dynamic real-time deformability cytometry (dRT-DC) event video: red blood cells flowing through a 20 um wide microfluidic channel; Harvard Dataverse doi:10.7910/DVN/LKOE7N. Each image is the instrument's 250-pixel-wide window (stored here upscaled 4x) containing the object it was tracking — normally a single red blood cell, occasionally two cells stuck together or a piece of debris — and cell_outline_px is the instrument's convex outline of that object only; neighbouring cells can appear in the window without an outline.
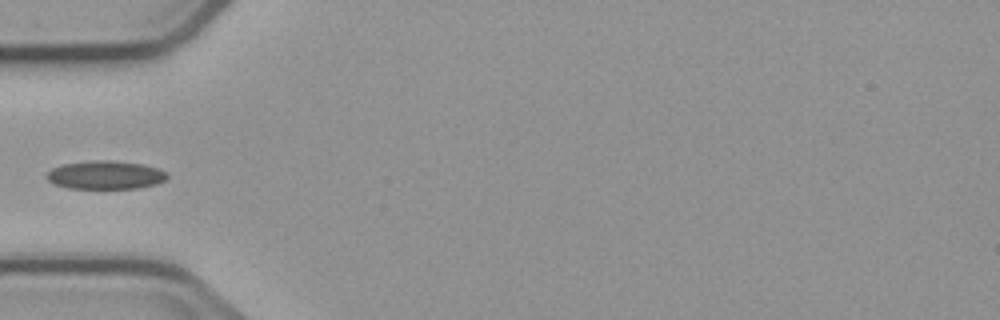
{"species": "common noctule bat (a hibernating species)", "species_latin": "Nyctalus noctula", "temperature_condition": "cold", "stored_images_in_passage": 5, "camera_frame_rate_fps": 3000, "um_per_image_px": 0.085, "animal": {"sex": "male", "body_mass_g": 23.1, "forearm_length_mm": 52.7}, "frame": {"image": 1, "passage_image": 4, "time_ms": 4.667, "image_size_px": [1000, 320], "cell_outline_px": [[168, 176], [164, 180], [156, 184], [136, 188], [68, 188], [56, 184], [48, 180], [44, 176], [52, 168], [60, 164], [92, 160], [108, 160], [144, 164], [168, 172]], "centroid_in_image_um": [8.94, 14.86], "position_along_channel_um": 76.1, "area_um2": 19.94}}
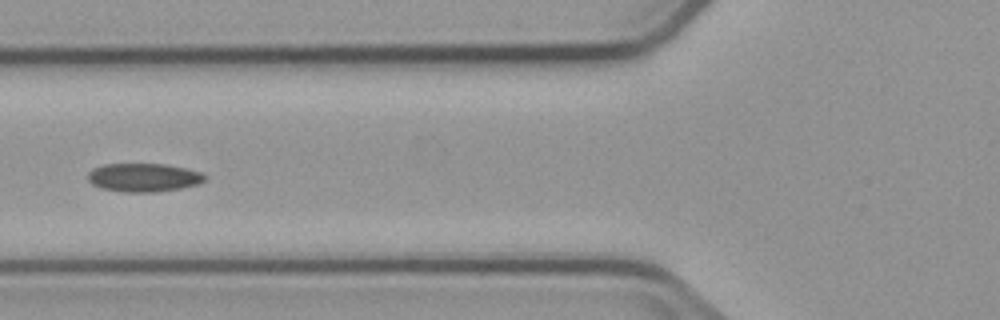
{"frame": {"image": 2, "passage_image": 5, "time_ms": 5.667, "image_size_px": [1000, 320], "cell_outline_px": [[208, 176], [200, 184], [180, 188], [156, 192], [124, 192], [100, 188], [92, 184], [88, 180], [88, 172], [92, 168], [104, 164], [164, 164], [184, 168], [200, 172]], "centroid_in_image_um": [12.19, 15.09], "position_along_channel_um": 113.6, "area_um2": 19.48}}